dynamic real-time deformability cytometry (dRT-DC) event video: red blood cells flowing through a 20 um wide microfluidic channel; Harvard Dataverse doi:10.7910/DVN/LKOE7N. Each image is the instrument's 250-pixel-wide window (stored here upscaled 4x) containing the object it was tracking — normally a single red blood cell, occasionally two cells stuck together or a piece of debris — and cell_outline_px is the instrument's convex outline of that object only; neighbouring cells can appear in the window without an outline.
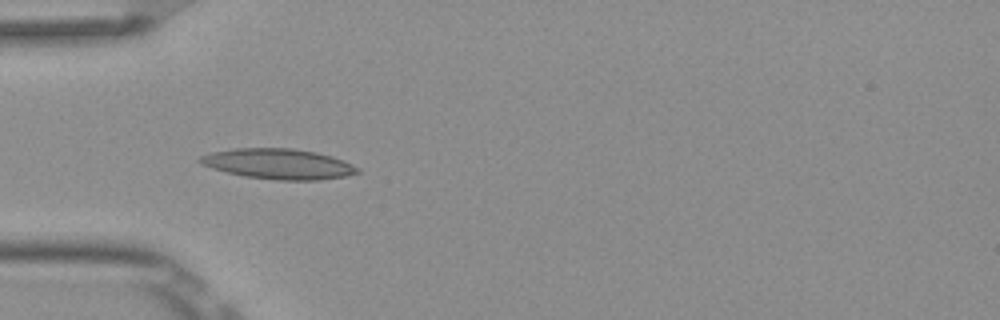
{"species": "Egyptian fruit bat (a non-hibernating species)", "species_latin": "Rousettus aegyptiacus", "temperature_condition": "room temperature", "stored_images_in_passage": 6, "camera_frame_rate_fps": 3000, "um_per_image_px": 0.085, "frame": {"image": 1, "passage_image": 5, "time_ms": 1.333, "image_size_px": [1000, 320], "cell_outline_px": [[360, 172], [344, 176], [320, 180], [280, 180], [244, 176], [212, 168], [200, 164], [196, 160], [200, 156], [212, 152], [236, 148], [292, 148], [316, 152], [332, 156], [344, 160], [360, 168]], "centroid_in_image_um": [23.67, 13.93], "position_along_channel_um": 61.3, "area_um2": 27.86}}
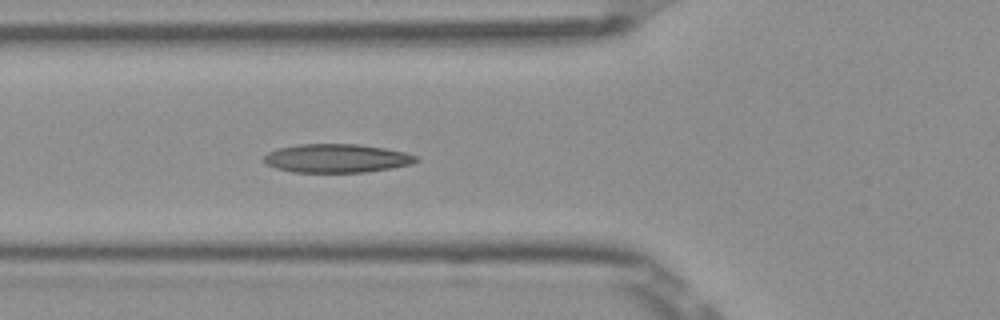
{"frame": {"image": 2, "passage_image": 6, "time_ms": 1.667, "image_size_px": [1000, 320], "cell_outline_px": [[420, 160], [412, 164], [392, 168], [364, 172], [292, 172], [276, 168], [268, 164], [264, 160], [264, 156], [268, 152], [280, 148], [296, 144], [360, 144], [384, 148], [404, 152], [420, 156]], "centroid_in_image_um": [28.67, 13.45], "position_along_channel_um": 97.1, "area_um2": 25.43}}